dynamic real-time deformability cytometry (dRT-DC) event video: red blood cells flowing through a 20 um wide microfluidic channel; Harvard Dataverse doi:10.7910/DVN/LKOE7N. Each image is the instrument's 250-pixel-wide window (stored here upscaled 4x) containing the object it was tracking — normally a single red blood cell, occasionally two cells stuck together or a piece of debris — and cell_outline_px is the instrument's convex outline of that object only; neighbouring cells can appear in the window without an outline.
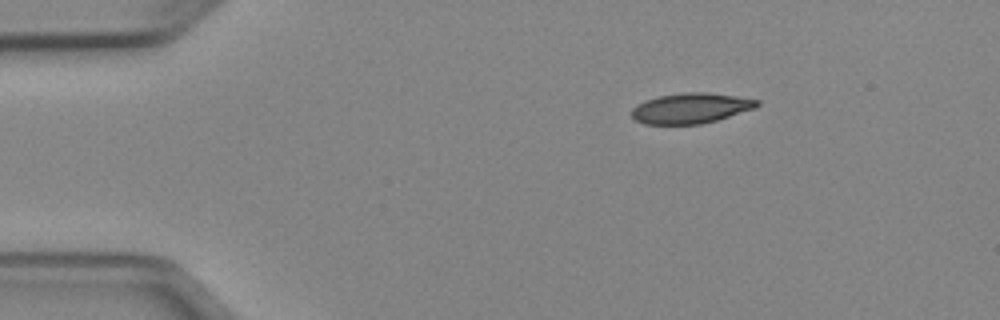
{"species": "Egyptian fruit bat (a non-hibernating species)", "species_latin": "Rousettus aegyptiacus", "temperature_condition": "cold", "stored_images_in_passage": 44, "camera_frame_rate_fps": 3000, "um_per_image_px": 0.085, "animal": {"sex": "female"}, "frame": {"image": 1, "passage_image": 1, "time_ms": 0.0, "image_size_px": [1000, 320], "cell_outline_px": [[760, 104], [756, 108], [716, 120], [700, 124], [644, 124], [636, 120], [632, 116], [632, 108], [636, 104], [644, 100], [660, 96], [684, 92], [704, 92], [736, 96], [760, 100]], "centroid_in_image_um": [58.71, 9.19], "position_along_channel_um": 26.3, "area_um2": 22.14}}
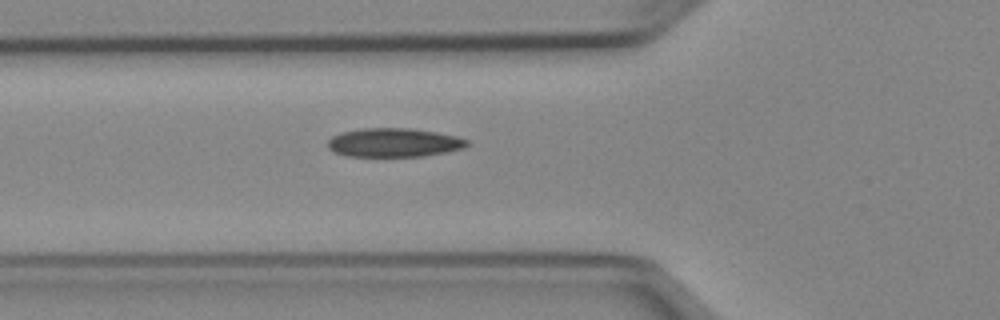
{"frame": {"image": 2, "passage_image": 11, "time_ms": 3.333, "image_size_px": [1000, 320], "cell_outline_px": [[472, 144], [464, 148], [448, 152], [424, 156], [348, 156], [332, 152], [328, 148], [328, 140], [332, 136], [340, 132], [364, 128], [412, 128], [436, 132], [456, 136], [468, 140]], "centroid_in_image_um": [33.5, 12.12], "position_along_channel_um": 92.3, "area_um2": 23.64}}
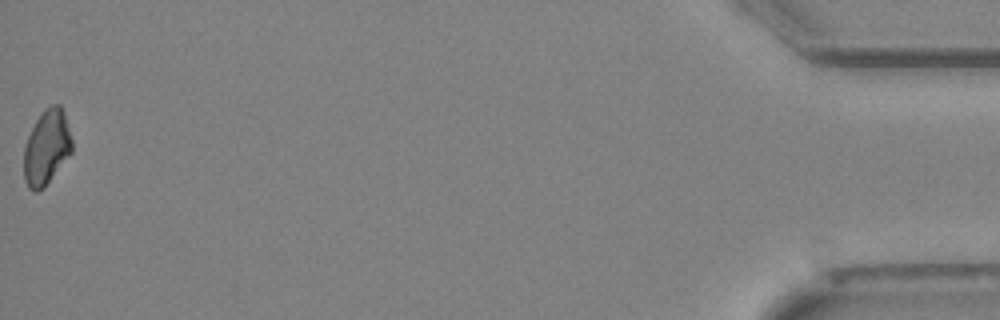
{"frame": {"image": 3, "passage_image": 44, "time_ms": 14.333, "image_size_px": [1000, 320], "cell_outline_px": [[72, 152], [44, 188], [36, 192], [32, 192], [28, 188], [24, 180], [24, 148], [28, 136], [36, 120], [44, 108], [52, 104], [60, 104], [64, 112], [72, 140]], "centroid_in_image_um": [3.96, 12.54], "position_along_channel_um": 431.2, "area_um2": 21.1}}